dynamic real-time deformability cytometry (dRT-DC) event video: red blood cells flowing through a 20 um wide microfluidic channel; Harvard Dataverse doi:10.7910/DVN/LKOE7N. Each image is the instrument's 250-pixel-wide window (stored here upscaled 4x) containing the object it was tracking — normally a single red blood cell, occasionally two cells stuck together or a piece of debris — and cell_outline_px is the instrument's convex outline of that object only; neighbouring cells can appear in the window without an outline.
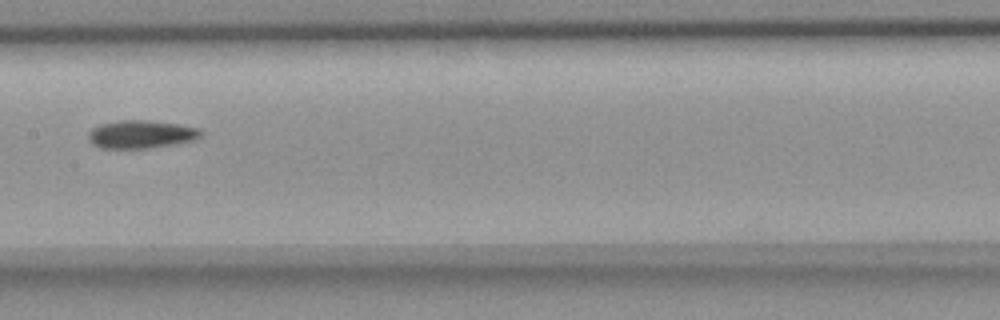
{"species": "common noctule bat (a hibernating species)", "species_latin": "Nyctalus noctula", "temperature_condition": "room temperature", "stored_images_in_passage": 9, "camera_frame_rate_fps": 3000, "um_per_image_px": 0.085, "animal": {"sex": "female", "body_mass_g": 18.4}, "frame": {"image": 1, "passage_image": 6, "time_ms": 9.333, "image_size_px": [1000, 320], "cell_outline_px": [[204, 132], [200, 136], [192, 140], [172, 144], [148, 148], [100, 148], [92, 144], [88, 140], [88, 132], [92, 128], [100, 124], [120, 120], [148, 120], [176, 124], [200, 128]], "centroid_in_image_um": [11.95, 11.41], "position_along_channel_um": 195.4, "area_um2": 18.32}}
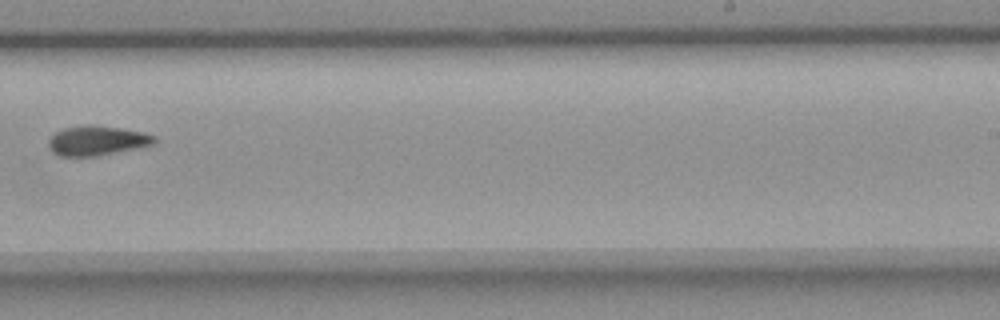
{"frame": {"image": 2, "passage_image": 8, "time_ms": 11.667, "image_size_px": [1000, 320], "cell_outline_px": [[156, 144], [140, 148], [96, 156], [60, 156], [52, 152], [48, 148], [48, 140], [56, 132], [64, 128], [88, 124], [92, 124], [120, 128], [144, 132], [156, 136]], "centroid_in_image_um": [8.27, 11.95], "position_along_channel_um": 280.7, "area_um2": 18.55}}
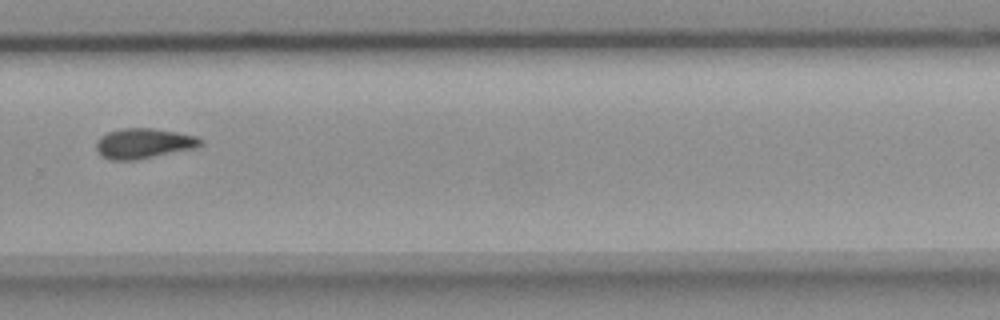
{"frame": {"image": 3, "passage_image": 9, "time_ms": 12.667, "image_size_px": [1000, 320], "cell_outline_px": [[204, 144], [196, 148], [132, 160], [112, 160], [100, 156], [96, 148], [96, 144], [100, 136], [108, 132], [120, 128], [152, 128], [176, 132], [196, 136], [204, 140]], "centroid_in_image_um": [12.21, 12.18], "position_along_channel_um": 317.6, "area_um2": 18.32}}